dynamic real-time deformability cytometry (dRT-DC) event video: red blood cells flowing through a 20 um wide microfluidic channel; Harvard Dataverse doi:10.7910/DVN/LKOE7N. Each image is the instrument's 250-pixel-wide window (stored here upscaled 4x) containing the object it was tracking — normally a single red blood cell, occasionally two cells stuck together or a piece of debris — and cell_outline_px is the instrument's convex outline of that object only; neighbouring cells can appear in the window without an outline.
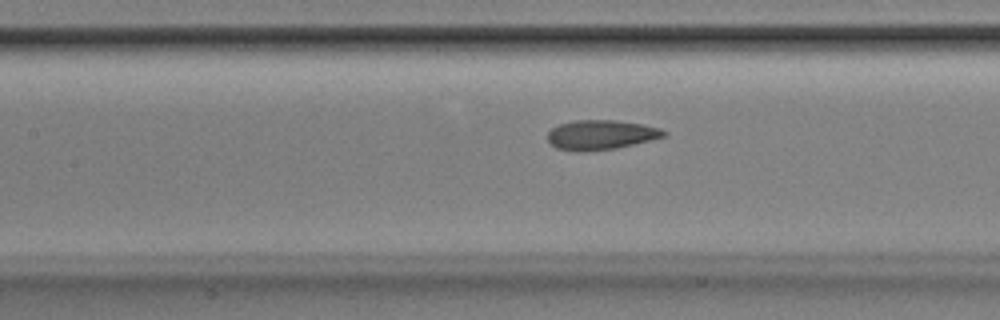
{"species": "Egyptian fruit bat (a non-hibernating species)", "species_latin": "Rousettus aegyptiacus", "temperature_condition": "room temperature", "stored_images_in_passage": 38, "camera_frame_rate_fps": 3000, "um_per_image_px": 0.085, "animal": {"sex": "male"}, "frame": {"image": 1, "passage_image": 9, "time_ms": 2.667, "image_size_px": [1000, 320], "cell_outline_px": [[664, 136], [616, 148], [580, 152], [576, 152], [556, 148], [548, 140], [548, 132], [552, 128], [560, 124], [572, 120], [616, 120], [640, 124], [660, 128], [664, 132]], "centroid_in_image_um": [51.0, 11.46], "position_along_channel_um": 156.4, "area_um2": 19.77}}
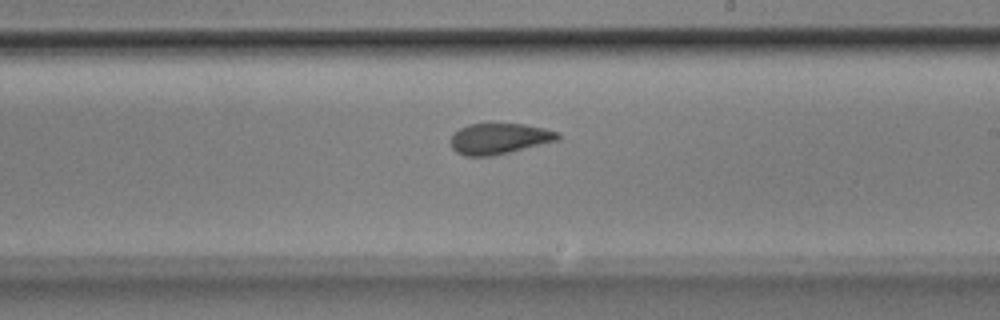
{"frame": {"image": 2, "passage_image": 16, "time_ms": 5.0, "image_size_px": [1000, 320], "cell_outline_px": [[560, 140], [492, 156], [464, 156], [456, 152], [452, 148], [452, 136], [460, 128], [468, 124], [524, 124], [544, 128], [560, 132]], "centroid_in_image_um": [42.47, 11.79], "position_along_channel_um": 246.5, "area_um2": 19.19}}
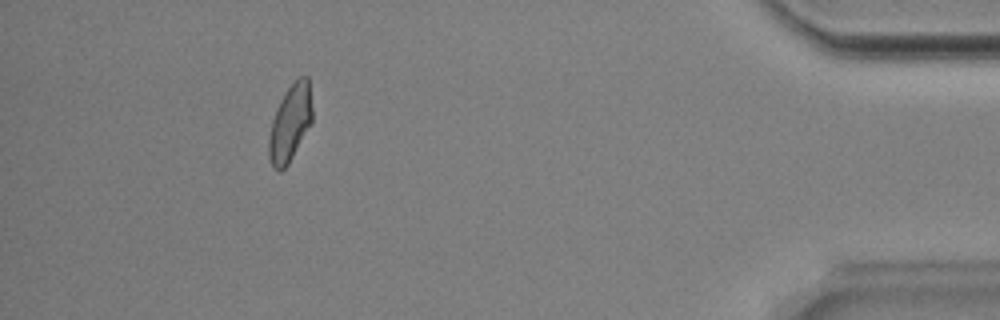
{"frame": {"image": 3, "passage_image": 33, "time_ms": 10.667, "image_size_px": [1000, 320], "cell_outline_px": [[312, 124], [288, 164], [280, 172], [276, 172], [272, 168], [268, 156], [268, 140], [272, 120], [276, 108], [284, 92], [300, 76], [308, 76], [312, 108]], "centroid_in_image_um": [24.65, 10.5], "position_along_channel_um": 410.5, "area_um2": 19.65}, "authors_computed_cell_mechanics": {"area_um2": 19.5364, "velocity_mm_per_s": 3.8793, "shape_relaxation_time_tau1_ms": 3.9362, "shape_relaxation_time_tau2_ms": 1.7484, "deformation_change_tau1": 0.1135, "deformation_change_tau2": 0.0672}}